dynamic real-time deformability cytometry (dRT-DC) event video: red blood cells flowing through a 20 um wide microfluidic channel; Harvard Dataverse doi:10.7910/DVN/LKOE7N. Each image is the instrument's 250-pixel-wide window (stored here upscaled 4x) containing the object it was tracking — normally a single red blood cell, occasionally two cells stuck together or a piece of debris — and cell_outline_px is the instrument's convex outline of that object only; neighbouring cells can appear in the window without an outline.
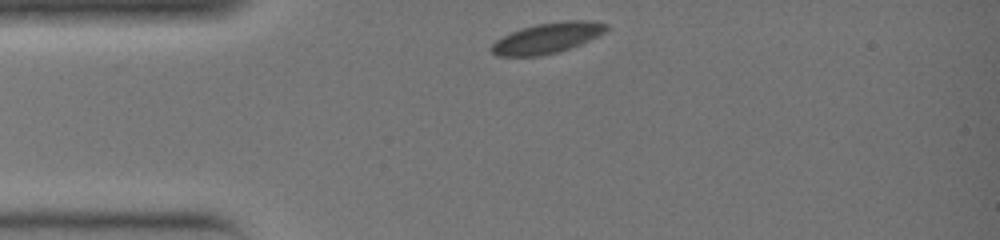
{"species": "common noctule bat (a hibernating species)", "species_latin": "Nyctalus noctula", "temperature_condition": "warm", "stored_images_in_passage": 25, "camera_frame_rate_fps": 3000, "um_per_image_px": 0.085, "animal": {"sex": "female", "body_mass_g": 19.0, "forearm_length_mm": 51.5}, "frame": {"image": 1, "passage_image": 1, "time_ms": 0.0, "image_size_px": [1000, 240], "cell_outline_px": [[608, 28], [604, 32], [580, 44], [556, 52], [540, 56], [496, 56], [488, 48], [496, 40], [512, 32], [536, 24], [564, 20], [592, 20], [608, 24]], "centroid_in_image_um": [46.5, 3.22], "position_along_channel_um": 38.5, "area_um2": 20.23}}
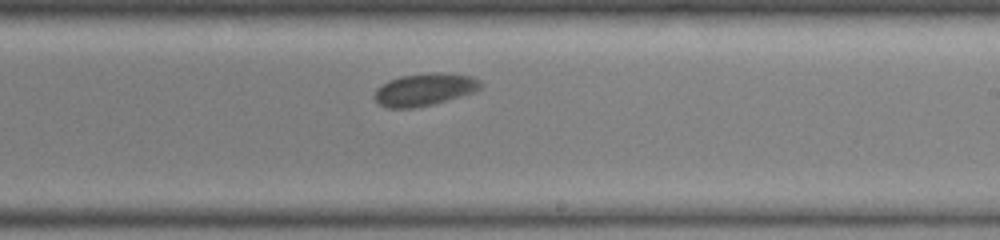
{"frame": {"image": 2, "passage_image": 15, "time_ms": 4.667, "image_size_px": [1000, 240], "cell_outline_px": [[480, 88], [472, 92], [436, 104], [412, 108], [388, 108], [380, 104], [372, 96], [376, 88], [388, 80], [400, 76], [432, 72], [444, 72], [472, 76], [480, 80]], "centroid_in_image_um": [36.05, 7.6], "position_along_channel_um": 253.0, "area_um2": 20.17}}
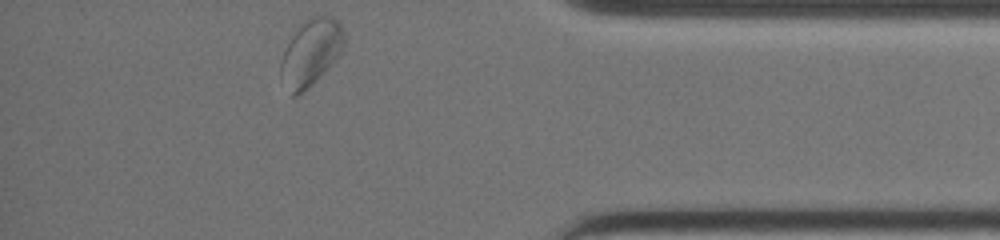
{"frame": {"image": 3, "passage_image": 25, "time_ms": 8.0, "image_size_px": [1000, 240], "cell_outline_px": [[344, 48], [320, 76], [300, 96], [292, 96], [280, 72], [280, 60], [284, 48], [292, 36], [312, 16], [332, 16], [340, 24], [344, 32]], "centroid_in_image_um": [26.42, 4.48], "position_along_channel_um": 408.8, "area_um2": 23.99}}